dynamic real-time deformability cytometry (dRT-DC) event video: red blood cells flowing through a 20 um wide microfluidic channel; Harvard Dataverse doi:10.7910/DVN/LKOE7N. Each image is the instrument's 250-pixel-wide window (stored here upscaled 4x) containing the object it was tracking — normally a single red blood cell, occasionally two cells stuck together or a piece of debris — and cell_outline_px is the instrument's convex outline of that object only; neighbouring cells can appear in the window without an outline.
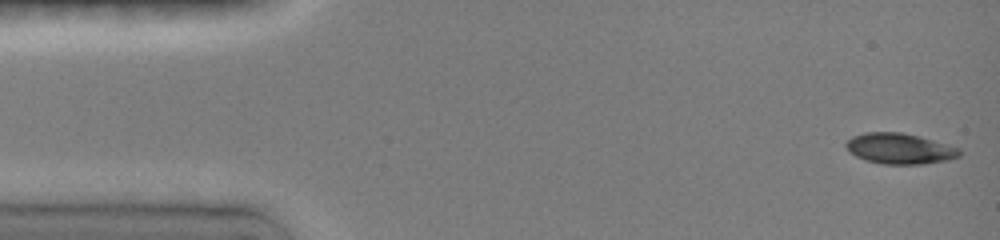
{"species": "common noctule bat (a hibernating species)", "species_latin": "Nyctalus noctula", "temperature_condition": "room temperature", "stored_images_in_passage": 10, "camera_frame_rate_fps": 3000, "um_per_image_px": 0.085, "animal": {"sex": "female", "body_mass_g": 19.0, "forearm_length_mm": 51.5}, "frame": {"image": 1, "passage_image": 1, "time_ms": 0.0, "image_size_px": [1000, 240], "cell_outline_px": [[960, 156], [948, 160], [924, 164], [884, 164], [868, 160], [856, 156], [848, 152], [844, 144], [852, 136], [864, 132], [900, 132], [920, 136], [960, 148]], "centroid_in_image_um": [76.46, 12.62], "position_along_channel_um": 8.5, "area_um2": 20.35}}